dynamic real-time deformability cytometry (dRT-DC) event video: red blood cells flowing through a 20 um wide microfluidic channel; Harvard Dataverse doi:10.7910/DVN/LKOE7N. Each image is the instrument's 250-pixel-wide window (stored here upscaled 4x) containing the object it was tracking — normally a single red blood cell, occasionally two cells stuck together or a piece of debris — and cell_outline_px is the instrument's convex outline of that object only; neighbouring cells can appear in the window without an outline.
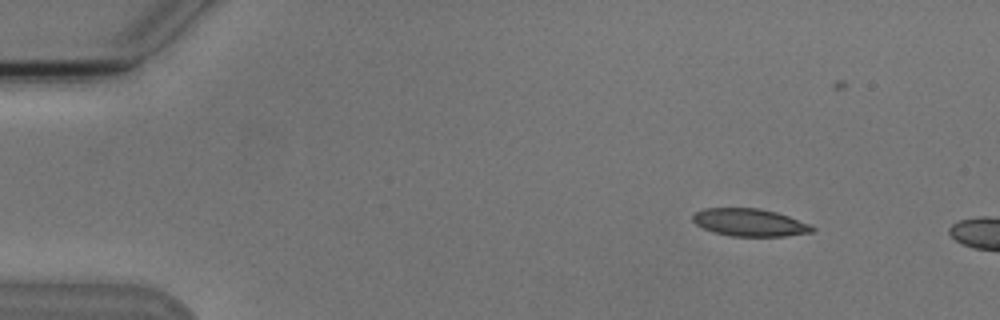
{"species": "Egyptian fruit bat (a non-hibernating species)", "species_latin": "Rousettus aegyptiacus", "temperature_condition": "cold", "stored_images_in_passage": 4, "camera_frame_rate_fps": 3000, "um_per_image_px": 0.085, "animal": {"sex": "male"}, "frame": {"image": 1, "passage_image": 2, "time_ms": 1.333, "image_size_px": [1000, 320], "cell_outline_px": [[816, 228], [812, 232], [784, 236], [732, 236], [716, 232], [704, 228], [696, 224], [692, 220], [692, 216], [696, 212], [704, 208], [760, 208], [776, 212], [812, 224]], "centroid_in_image_um": [63.76, 18.9], "position_along_channel_um": 21.2, "area_um2": 19.13}}